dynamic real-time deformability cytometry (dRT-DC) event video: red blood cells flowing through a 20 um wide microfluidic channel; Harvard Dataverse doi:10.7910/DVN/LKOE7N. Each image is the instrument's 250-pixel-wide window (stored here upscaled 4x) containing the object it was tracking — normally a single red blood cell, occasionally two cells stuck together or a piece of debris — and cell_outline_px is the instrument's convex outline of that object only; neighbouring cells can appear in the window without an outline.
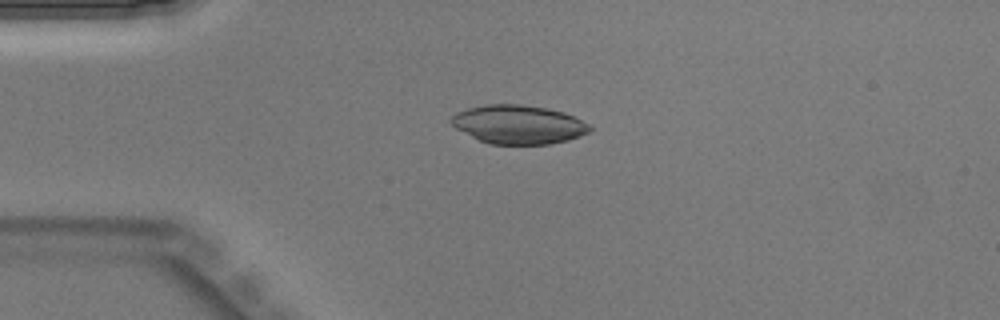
{"species": "Egyptian fruit bat (a non-hibernating species)", "species_latin": "Rousettus aegyptiacus", "temperature_condition": "warm", "stored_images_in_passage": 35, "camera_frame_rate_fps": 3000, "um_per_image_px": 0.085, "animal": {"sex": "male"}, "frame": {"image": 1, "passage_image": 2, "time_ms": 0.333, "image_size_px": [1000, 320], "cell_outline_px": [[592, 128], [588, 132], [580, 136], [568, 140], [548, 144], [488, 144], [456, 128], [448, 120], [456, 112], [468, 108], [488, 104], [520, 104], [544, 108], [564, 112], [588, 124]], "centroid_in_image_um": [44.04, 10.58], "position_along_channel_um": 41.0, "area_um2": 31.04}}
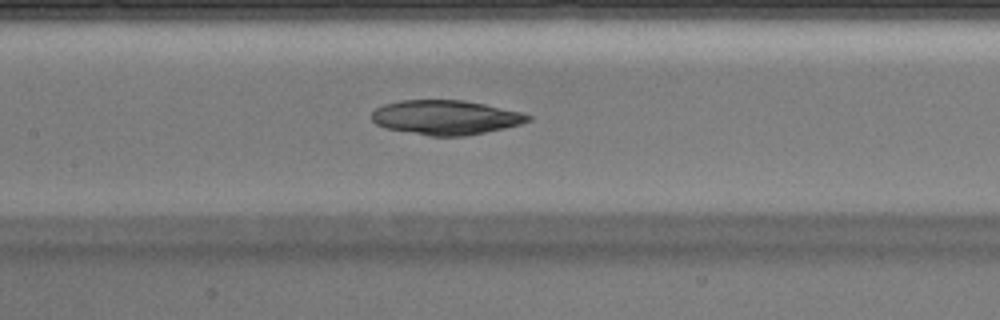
{"frame": {"image": 2, "passage_image": 12, "time_ms": 3.667, "image_size_px": [1000, 320], "cell_outline_px": [[532, 120], [520, 124], [504, 128], [468, 136], [428, 136], [384, 128], [376, 124], [372, 120], [372, 112], [376, 108], [384, 104], [400, 100], [464, 100], [484, 104], [520, 112], [532, 116]], "centroid_in_image_um": [37.86, 9.99], "position_along_channel_um": 169.5, "area_um2": 31.5}}
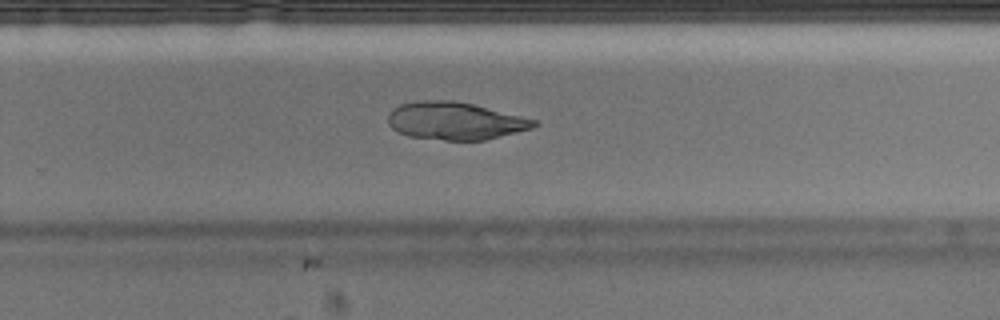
{"frame": {"image": 3, "passage_image": 20, "time_ms": 6.333, "image_size_px": [1000, 320], "cell_outline_px": [[540, 124], [532, 128], [484, 140], [444, 140], [408, 136], [392, 128], [388, 124], [388, 112], [392, 108], [400, 104], [420, 100], [456, 100], [540, 120]], "centroid_in_image_um": [38.69, 10.26], "position_along_channel_um": 291.1, "area_um2": 32.19}}